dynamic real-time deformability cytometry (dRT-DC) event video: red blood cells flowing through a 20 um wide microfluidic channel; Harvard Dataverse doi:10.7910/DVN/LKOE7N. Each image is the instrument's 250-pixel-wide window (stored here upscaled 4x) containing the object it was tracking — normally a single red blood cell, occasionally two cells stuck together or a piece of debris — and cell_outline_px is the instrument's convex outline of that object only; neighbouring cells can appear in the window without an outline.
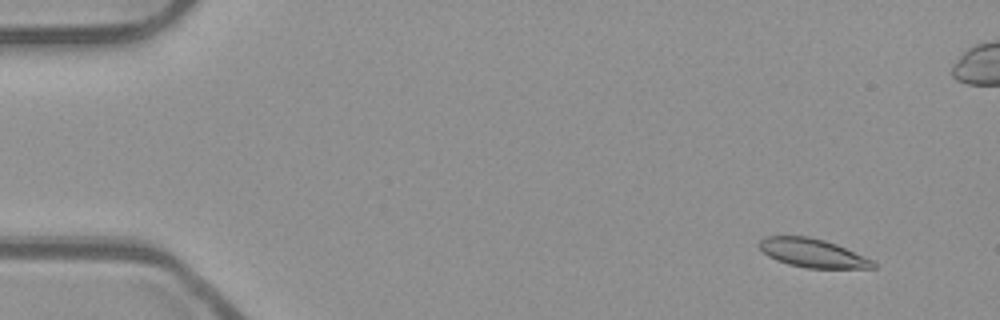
{"species": "common noctule bat (a hibernating species)", "species_latin": "Nyctalus noctula", "temperature_condition": "room temperature", "stored_images_in_passage": 55, "camera_frame_rate_fps": 3000, "um_per_image_px": 0.085, "animal": {"sex": "male", "body_mass_g": 23.1, "forearm_length_mm": 52.7}, "frame": {"image": 1, "passage_image": 5, "time_ms": 1.333, "image_size_px": [1000, 320], "cell_outline_px": [[876, 268], [808, 268], [788, 264], [776, 260], [768, 256], [756, 244], [764, 236], [808, 236], [824, 240], [836, 244], [872, 260], [876, 264]], "centroid_in_image_um": [69.03, 21.5], "position_along_channel_um": 16.0, "area_um2": 18.9}}
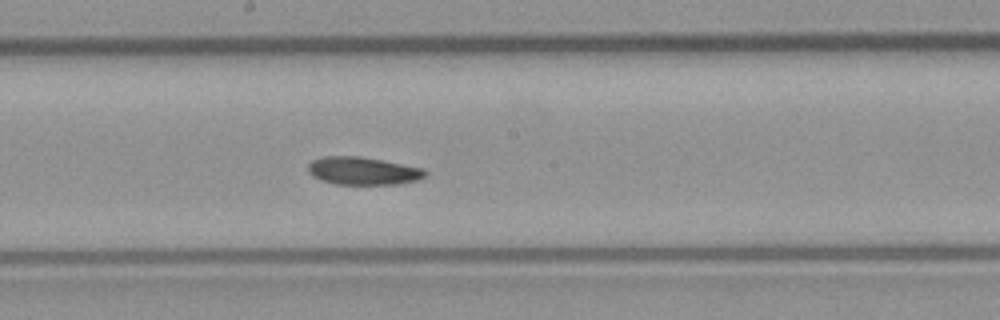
{"frame": {"image": 2, "passage_image": 30, "time_ms": 9.667, "image_size_px": [1000, 320], "cell_outline_px": [[428, 172], [424, 176], [416, 180], [396, 184], [336, 184], [320, 180], [312, 176], [308, 172], [308, 164], [312, 160], [324, 156], [356, 156], [380, 160], [424, 168]], "centroid_in_image_um": [30.81, 14.52], "position_along_channel_um": 217.4, "area_um2": 18.84}}
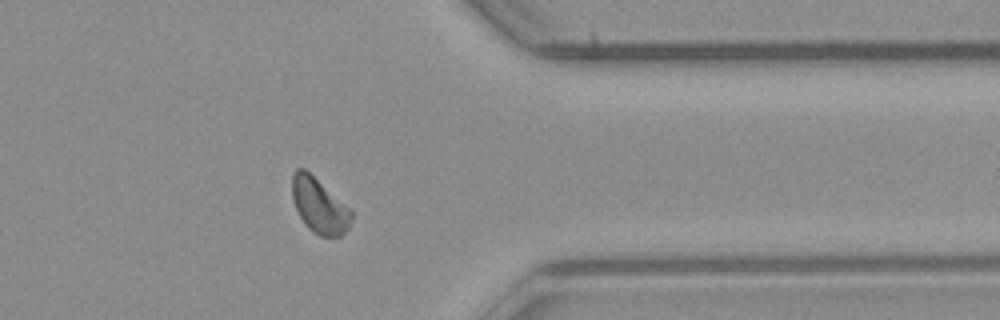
{"frame": {"image": 3, "passage_image": 44, "time_ms": 14.333, "image_size_px": [1000, 320], "cell_outline_px": [[352, 216], [348, 228], [340, 236], [320, 236], [308, 228], [304, 224], [296, 208], [292, 196], [292, 176], [296, 168], [304, 168], [352, 208]], "centroid_in_image_um": [27.15, 17.47], "position_along_channel_um": 384.2, "area_um2": 19.02}, "authors_computed_cell_mechanics": {"area_um2": 19.2474, "velocity_mm_per_s": 3.8413, "shape_relaxation_time_tau1_ms": 4.7636, "shape_relaxation_time_tau2_ms": 5.7117, "deformation_change_tau1": 0.1236, "deformation_change_tau2": 0.0999}}